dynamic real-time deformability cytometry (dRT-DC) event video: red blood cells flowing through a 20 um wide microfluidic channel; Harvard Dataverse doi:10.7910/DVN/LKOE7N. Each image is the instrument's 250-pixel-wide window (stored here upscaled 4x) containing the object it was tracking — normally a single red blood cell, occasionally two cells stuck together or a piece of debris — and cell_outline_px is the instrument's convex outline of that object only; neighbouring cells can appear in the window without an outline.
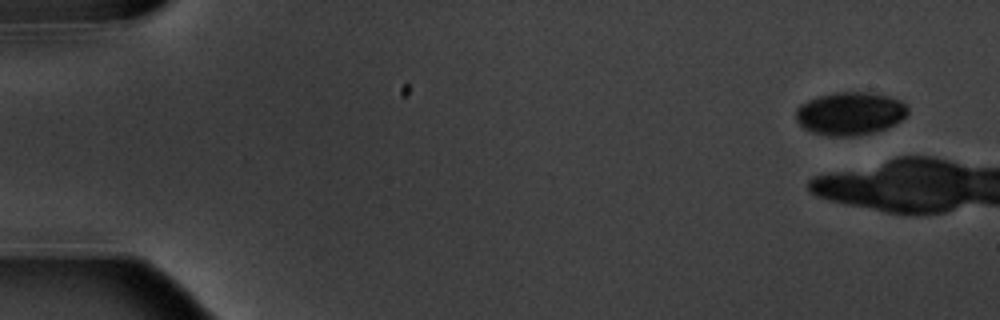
{"species": "common noctule bat (a hibernating species)", "species_latin": "Nyctalus noctula", "temperature_condition": "warm", "stored_images_in_passage": 6, "camera_frame_rate_fps": 3000, "um_per_image_px": 0.085, "animal": {"sex": "male", "body_mass_g": 20.1, "forearm_length_mm": 53.5}, "frame": {"image": 1, "passage_image": 1, "time_ms": 0.0, "image_size_px": [1000, 320], "cell_outline_px": [[908, 112], [900, 120], [888, 128], [876, 132], [852, 136], [828, 136], [812, 132], [804, 128], [796, 120], [796, 108], [800, 104], [816, 96], [836, 92], [872, 92], [888, 96], [900, 100], [908, 108]], "centroid_in_image_um": [72.24, 9.64], "position_along_channel_um": 12.8, "area_um2": 28.21}}